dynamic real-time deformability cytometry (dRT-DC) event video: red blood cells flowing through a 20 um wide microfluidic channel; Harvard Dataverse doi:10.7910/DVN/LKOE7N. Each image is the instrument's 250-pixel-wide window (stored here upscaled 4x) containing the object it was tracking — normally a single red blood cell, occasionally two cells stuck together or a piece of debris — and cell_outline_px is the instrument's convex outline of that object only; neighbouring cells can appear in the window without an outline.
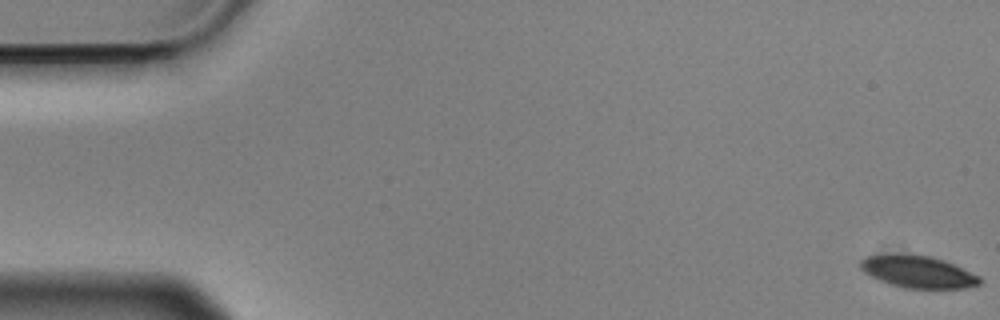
{"species": "Egyptian fruit bat (a non-hibernating species)", "species_latin": "Rousettus aegyptiacus", "temperature_condition": "cold", "stored_images_in_passage": 57, "camera_frame_rate_fps": 3000, "um_per_image_px": 0.085, "animal": {"sex": "male"}, "frame": {"image": 1, "passage_image": 1, "time_ms": 0.0, "image_size_px": [1000, 320], "cell_outline_px": [[980, 284], [964, 288], [904, 288], [880, 280], [864, 272], [860, 268], [860, 260], [868, 256], [892, 252], [928, 256], [944, 260], [980, 276]], "centroid_in_image_um": [77.99, 23.08], "position_along_channel_um": 7.0, "area_um2": 22.31}}
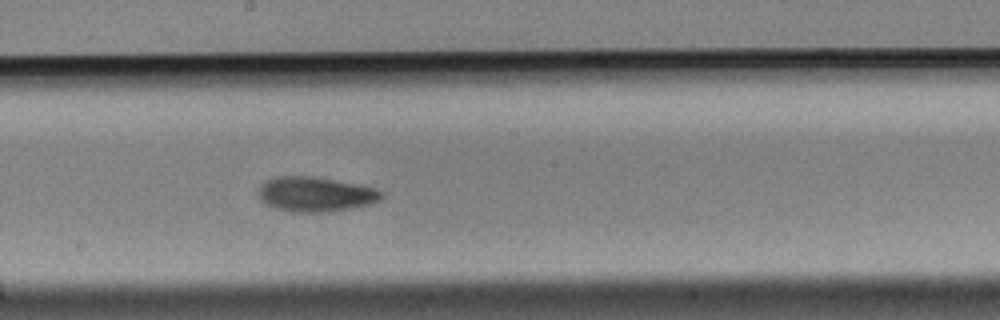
{"frame": {"image": 2, "passage_image": 31, "time_ms": 10.0, "image_size_px": [1000, 320], "cell_outline_px": [[384, 196], [380, 200], [372, 204], [356, 208], [324, 212], [296, 212], [276, 208], [260, 200], [260, 184], [276, 176], [312, 176], [356, 184], [376, 188], [384, 192]], "centroid_in_image_um": [26.88, 16.51], "position_along_channel_um": 221.3, "area_um2": 24.91}}
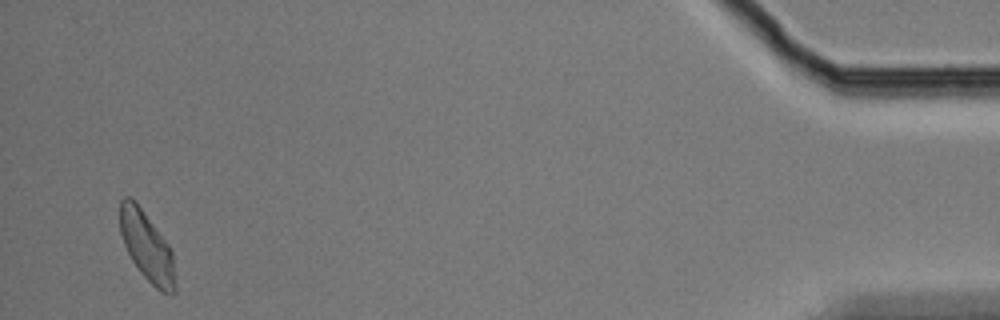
{"frame": {"image": 3, "passage_image": 55, "time_ms": 18.0, "image_size_px": [1000, 320], "cell_outline_px": [[176, 292], [172, 296], [160, 292], [140, 272], [132, 260], [124, 244], [120, 232], [120, 200], [124, 196], [128, 196], [140, 208], [168, 244], [172, 252], [176, 284]], "centroid_in_image_um": [12.5, 21.03], "position_along_channel_um": 422.7, "area_um2": 22.02}, "authors_computed_cell_mechanics": {"area_um2": 23.3512, "velocity_mm_per_s": 3.5553, "shape_relaxation_time_tau1_ms": 3.5873, "shape_relaxation_time_tau2_ms": 9.647, "deformation_change_tau1": 0.0974, "deformation_change_tau2": 0.1528}}